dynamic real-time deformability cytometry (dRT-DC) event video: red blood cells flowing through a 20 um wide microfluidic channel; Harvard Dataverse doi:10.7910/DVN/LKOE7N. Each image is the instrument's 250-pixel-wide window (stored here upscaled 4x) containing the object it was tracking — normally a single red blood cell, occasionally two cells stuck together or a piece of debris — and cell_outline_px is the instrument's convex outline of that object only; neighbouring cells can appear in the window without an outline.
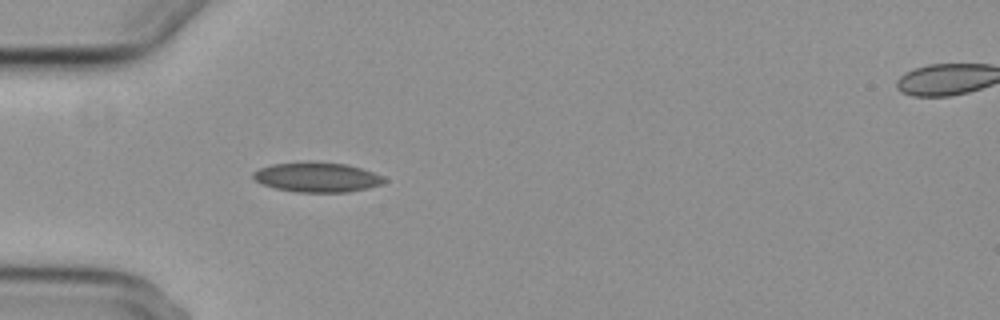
{"species": "common noctule bat (a hibernating species)", "species_latin": "Nyctalus noctula", "temperature_condition": "cold", "stored_images_in_passage": 2, "segment_of_instrument_passage": [1, 2], "camera_frame_rate_fps": 3000, "um_per_image_px": 0.085, "animal": {"sex": "female", "body_mass_g": 29.2, "forearm_length_mm": 56.3}, "frame": {"image": 1, "passage_image": 1, "time_ms": 0.0, "image_size_px": [1000, 320], "cell_outline_px": [[388, 180], [380, 184], [368, 188], [348, 192], [296, 192], [276, 188], [264, 184], [256, 180], [252, 176], [252, 172], [260, 168], [272, 164], [348, 164], [384, 176]], "centroid_in_image_um": [26.99, 15.1], "position_along_channel_um": 58.0, "area_um2": 21.85}}